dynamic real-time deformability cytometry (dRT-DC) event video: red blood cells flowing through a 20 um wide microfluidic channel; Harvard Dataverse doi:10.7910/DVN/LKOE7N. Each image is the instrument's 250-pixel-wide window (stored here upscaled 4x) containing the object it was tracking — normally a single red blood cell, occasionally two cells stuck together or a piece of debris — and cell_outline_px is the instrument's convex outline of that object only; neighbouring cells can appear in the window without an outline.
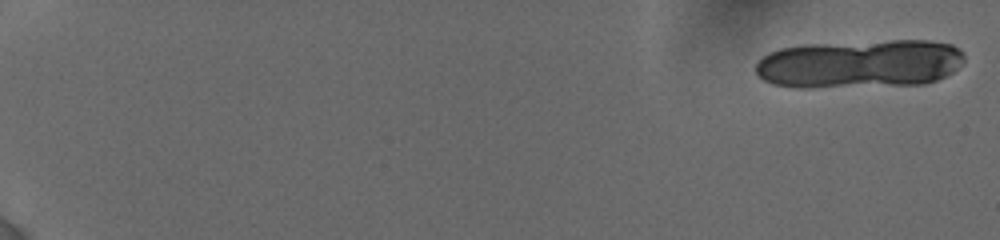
{"species": "human", "species_latin": "Homo sapiens", "temperature_condition": "cold", "stored_images_in_passage": 17, "segment_of_instrument_passage": [1, 2], "camera_frame_rate_fps": 3000, "um_per_image_px": 0.085, "donor": {"sex": "female"}, "frame": {"image": 1, "passage_image": 1, "time_ms": 0.0, "image_size_px": [1000, 240], "cell_outline_px": [[964, 60], [952, 72], [936, 80], [924, 84], [816, 88], [796, 88], [772, 84], [764, 80], [756, 72], [756, 64], [768, 52], [780, 48], [804, 44], [892, 40], [928, 40], [952, 44], [964, 56]], "centroid_in_image_um": [73.05, 5.43], "position_along_channel_um": 12.0, "area_um2": 59.42}}